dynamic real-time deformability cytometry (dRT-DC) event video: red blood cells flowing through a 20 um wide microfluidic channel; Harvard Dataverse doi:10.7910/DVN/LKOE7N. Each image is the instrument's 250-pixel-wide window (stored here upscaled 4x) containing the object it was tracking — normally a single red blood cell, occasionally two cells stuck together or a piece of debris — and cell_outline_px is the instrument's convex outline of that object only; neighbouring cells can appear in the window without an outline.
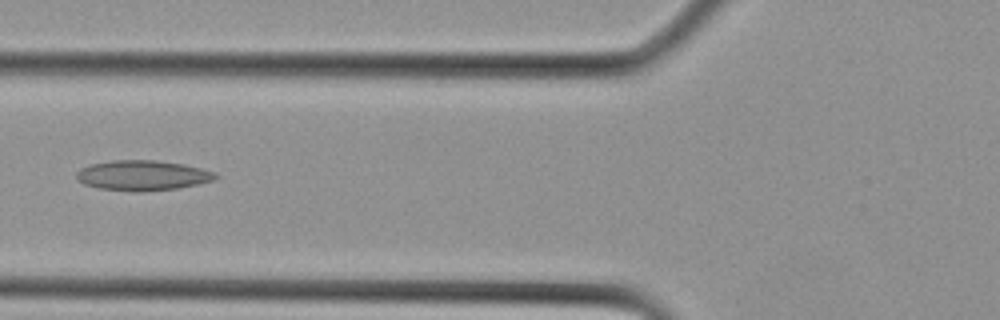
{"species": "Egyptian fruit bat (a non-hibernating species)", "species_latin": "Rousettus aegyptiacus", "temperature_condition": "cold", "stored_images_in_passage": 10, "camera_frame_rate_fps": 3000, "um_per_image_px": 0.085, "animal": {"sex": "female"}, "frame": {"image": 1, "passage_image": 9, "time_ms": 2.667, "image_size_px": [1000, 320], "cell_outline_px": [[220, 176], [212, 180], [200, 184], [180, 188], [140, 192], [132, 192], [100, 188], [84, 184], [76, 176], [76, 172], [80, 168], [92, 164], [112, 160], [156, 160], [184, 164], [216, 172]], "centroid_in_image_um": [12.15, 14.91], "position_along_channel_um": 113.6, "area_um2": 24.57}}